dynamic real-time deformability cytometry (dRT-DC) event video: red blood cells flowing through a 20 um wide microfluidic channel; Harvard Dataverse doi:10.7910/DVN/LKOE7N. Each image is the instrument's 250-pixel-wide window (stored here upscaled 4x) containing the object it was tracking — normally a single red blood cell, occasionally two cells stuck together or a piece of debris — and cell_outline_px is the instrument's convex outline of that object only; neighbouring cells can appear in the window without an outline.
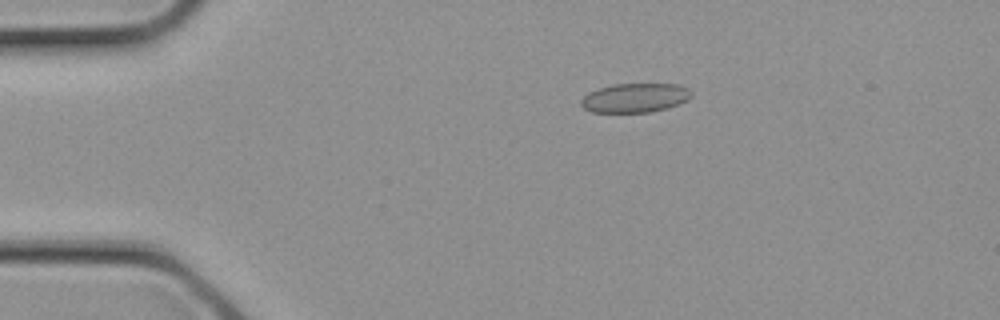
{"species": "common noctule bat (a hibernating species)", "species_latin": "Nyctalus noctula", "temperature_condition": "cold", "stored_images_in_passage": 3, "camera_frame_rate_fps": 3000, "um_per_image_px": 0.085, "animal": {"sex": "female", "body_mass_g": 21.9}, "frame": {"image": 1, "passage_image": 3, "time_ms": 0.667, "image_size_px": [1000, 320], "cell_outline_px": [[692, 96], [688, 100], [680, 104], [668, 108], [648, 112], [592, 112], [584, 108], [580, 104], [580, 100], [588, 92], [612, 84], [680, 84], [688, 88], [692, 92]], "centroid_in_image_um": [54.0, 8.31], "position_along_channel_um": 31.0, "area_um2": 18.9}}